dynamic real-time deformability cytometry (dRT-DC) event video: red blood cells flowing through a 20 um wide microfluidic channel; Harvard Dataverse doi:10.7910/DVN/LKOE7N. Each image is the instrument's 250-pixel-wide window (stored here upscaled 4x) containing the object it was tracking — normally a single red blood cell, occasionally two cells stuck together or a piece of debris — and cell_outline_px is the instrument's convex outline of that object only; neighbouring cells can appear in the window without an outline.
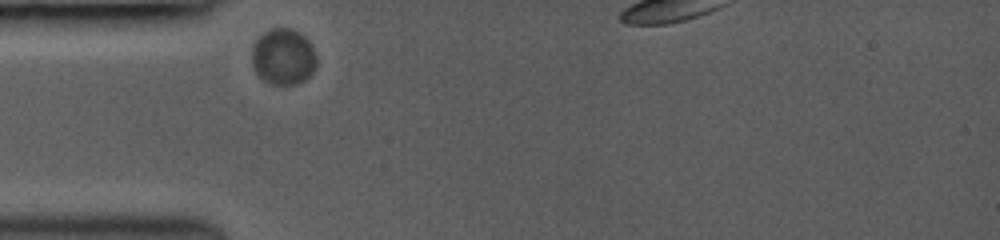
{"species": "common noctule bat (a hibernating species)", "species_latin": "Nyctalus noctula", "temperature_condition": "room temperature", "stored_images_in_passage": 7, "camera_frame_rate_fps": 3000, "um_per_image_px": 0.085, "animal": {"sex": "female", "body_mass_g": 19.0, "forearm_length_mm": 53.3}, "frame": {"image": 1, "passage_image": 1, "time_ms": 0.0, "image_size_px": [1000, 240], "cell_outline_px": [[316, 64], [312, 72], [304, 80], [296, 84], [272, 84], [264, 80], [256, 72], [252, 64], [252, 44], [264, 32], [272, 28], [292, 28], [300, 32], [308, 40], [316, 56]], "centroid_in_image_um": [24.07, 4.8], "position_along_channel_um": 60.9, "area_um2": 21.1}}
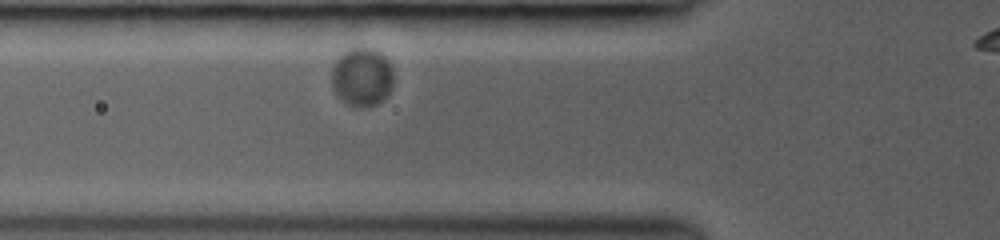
{"frame": {"image": 2, "passage_image": 4, "time_ms": 1.0, "image_size_px": [1000, 240], "cell_outline_px": [[392, 88], [376, 104], [360, 108], [356, 108], [348, 104], [332, 88], [332, 68], [336, 60], [344, 52], [352, 48], [372, 48], [380, 52], [388, 60], [392, 68]], "centroid_in_image_um": [30.77, 6.53], "position_along_channel_um": 95.0, "area_um2": 20.81}}
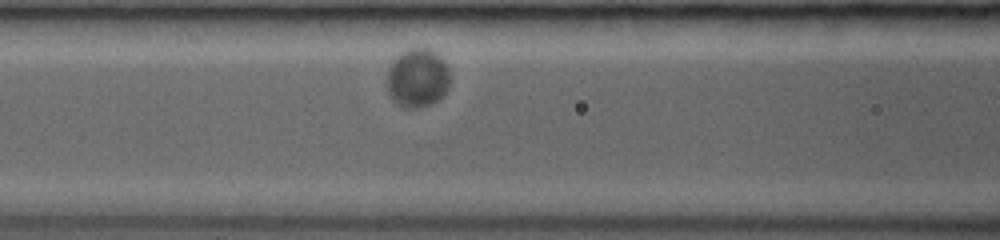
{"frame": {"image": 3, "passage_image": 7, "time_ms": 2.0, "image_size_px": [1000, 240], "cell_outline_px": [[448, 88], [432, 104], [416, 108], [404, 108], [392, 100], [388, 92], [388, 68], [392, 60], [396, 56], [412, 48], [428, 48], [440, 56], [448, 64]], "centroid_in_image_um": [35.47, 6.63], "position_along_channel_um": 131.1, "area_um2": 21.44}}